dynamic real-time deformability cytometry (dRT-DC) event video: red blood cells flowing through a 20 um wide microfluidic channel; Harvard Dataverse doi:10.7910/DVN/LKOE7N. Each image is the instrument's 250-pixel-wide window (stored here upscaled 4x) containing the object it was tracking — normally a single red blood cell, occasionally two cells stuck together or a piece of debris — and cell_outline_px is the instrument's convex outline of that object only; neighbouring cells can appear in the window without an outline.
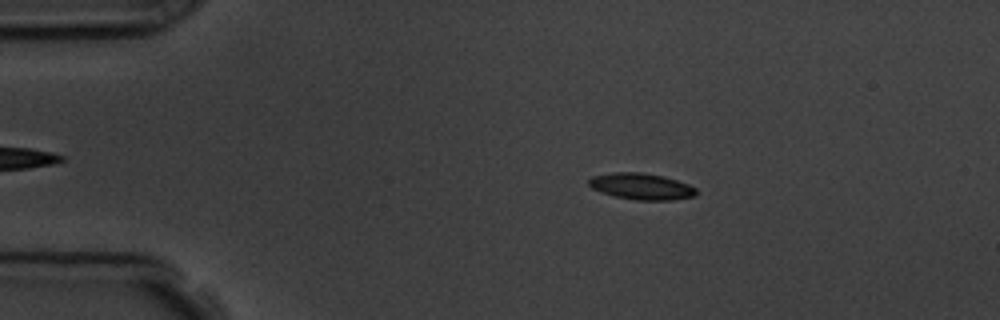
{"species": "common noctule bat (a hibernating species)", "species_latin": "Nyctalus noctula", "temperature_condition": "room temperature", "stored_images_in_passage": 8, "camera_frame_rate_fps": 3000, "um_per_image_px": 0.085, "animal": {"sex": "male", "body_mass_g": 19.5, "forearm_length_mm": 54.6}, "frame": {"image": 1, "passage_image": 3, "time_ms": 2.333, "image_size_px": [1000, 320], "cell_outline_px": [[696, 196], [672, 200], [636, 200], [616, 196], [600, 192], [592, 188], [588, 184], [588, 180], [592, 176], [612, 172], [640, 172], [664, 176], [688, 184], [696, 188]], "centroid_in_image_um": [54.51, 15.84], "position_along_channel_um": 30.5, "area_um2": 16.53}}
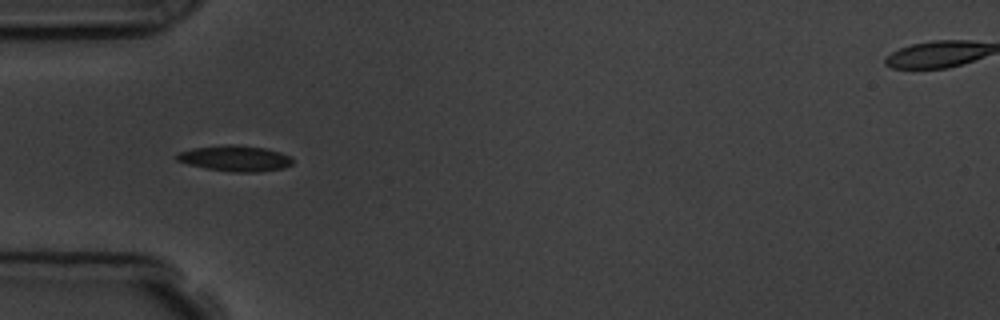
{"frame": {"image": 2, "passage_image": 5, "time_ms": 4.667, "image_size_px": [1000, 320], "cell_outline_px": [[292, 164], [284, 168], [260, 172], [232, 172], [208, 168], [188, 164], [176, 160], [176, 152], [192, 148], [224, 144], [236, 144], [264, 148], [280, 152], [288, 156], [292, 160]], "centroid_in_image_um": [19.95, 13.45], "position_along_channel_um": 65.0, "area_um2": 17.46}}